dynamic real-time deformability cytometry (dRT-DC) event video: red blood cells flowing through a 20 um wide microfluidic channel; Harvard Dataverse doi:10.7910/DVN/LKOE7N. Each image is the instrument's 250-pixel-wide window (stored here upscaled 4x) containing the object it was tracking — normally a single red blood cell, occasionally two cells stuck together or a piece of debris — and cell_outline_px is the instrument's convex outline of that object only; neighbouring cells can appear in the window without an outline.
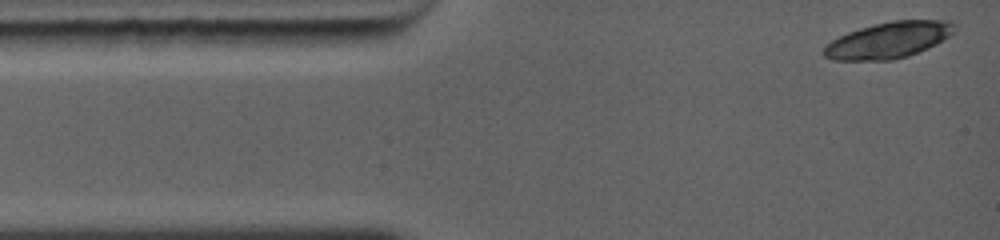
{"species": "common noctule bat (a hibernating species)", "species_latin": "Nyctalus noctula", "temperature_condition": "warm", "stored_images_in_passage": 4, "camera_frame_rate_fps": 5000, "um_per_image_px": 0.085, "animal": {"sex": "female", "body_mass_g": 19.0, "forearm_length_mm": 56.7}, "frame": {"image": 1, "passage_image": 1, "time_ms": 0.0, "image_size_px": [1000, 240], "cell_outline_px": [[956, 28], [944, 40], [928, 48], [908, 56], [892, 60], [832, 60], [824, 56], [820, 52], [832, 40], [848, 32], [860, 28], [892, 20], [952, 20], [956, 24]], "centroid_in_image_um": [75.54, 3.41], "position_along_channel_um": 9.5, "area_um2": 27.57}}